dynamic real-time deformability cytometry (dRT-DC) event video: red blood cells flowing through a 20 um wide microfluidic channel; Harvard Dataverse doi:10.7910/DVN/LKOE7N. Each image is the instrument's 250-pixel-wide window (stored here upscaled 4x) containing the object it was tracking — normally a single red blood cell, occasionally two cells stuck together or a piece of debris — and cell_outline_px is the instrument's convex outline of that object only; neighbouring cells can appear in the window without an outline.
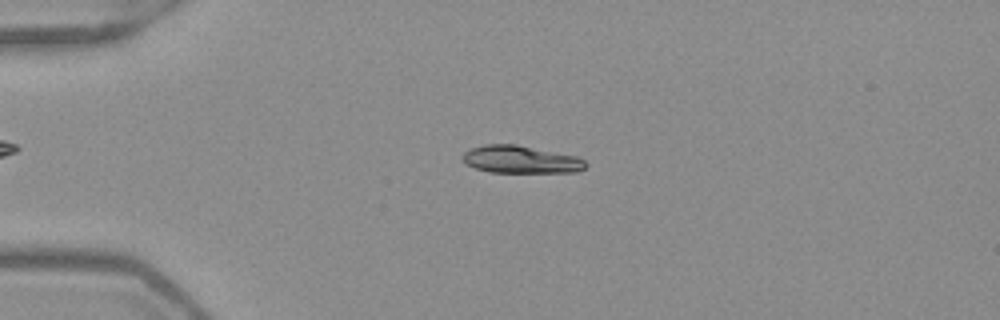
{"species": "Egyptian fruit bat (a non-hibernating species)", "species_latin": "Rousettus aegyptiacus", "temperature_condition": "warm", "stored_images_in_passage": 49, "camera_frame_rate_fps": 3000, "um_per_image_px": 0.085, "frame": {"image": 1, "passage_image": 10, "time_ms": 3.0, "image_size_px": [1000, 320], "cell_outline_px": [[588, 164], [584, 168], [576, 172], [488, 172], [464, 164], [460, 160], [460, 156], [464, 152], [472, 148], [484, 144], [516, 144], [576, 156], [584, 160]], "centroid_in_image_um": [44.2, 13.55], "position_along_channel_um": 40.8, "area_um2": 19.88}}
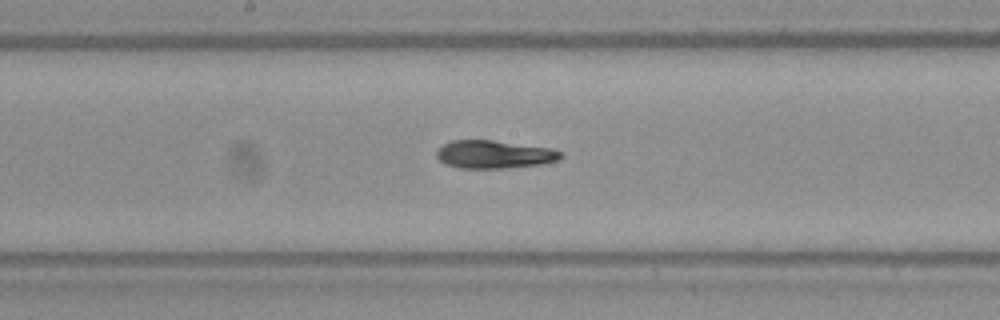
{"frame": {"image": 2, "passage_image": 25, "time_ms": 8.0, "image_size_px": [1000, 320], "cell_outline_px": [[564, 156], [560, 160], [544, 164], [508, 168], [460, 168], [448, 164], [440, 160], [436, 156], [436, 148], [452, 140], [492, 140], [552, 148], [560, 152]], "centroid_in_image_um": [42.04, 13.12], "position_along_channel_um": 206.2, "area_um2": 20.4}}
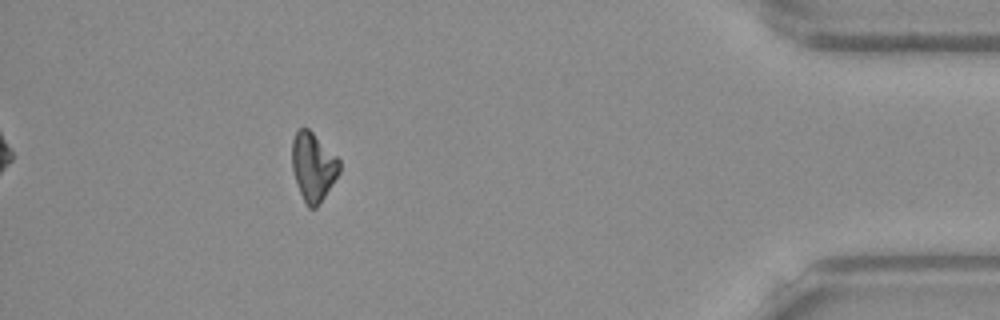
{"frame": {"image": 3, "passage_image": 44, "time_ms": 14.333, "image_size_px": [1000, 320], "cell_outline_px": [[340, 172], [316, 208], [308, 208], [300, 192], [292, 168], [292, 140], [296, 132], [300, 128], [308, 128], [340, 160]], "centroid_in_image_um": [26.61, 14.16], "position_along_channel_um": 408.6, "area_um2": 18.55}}